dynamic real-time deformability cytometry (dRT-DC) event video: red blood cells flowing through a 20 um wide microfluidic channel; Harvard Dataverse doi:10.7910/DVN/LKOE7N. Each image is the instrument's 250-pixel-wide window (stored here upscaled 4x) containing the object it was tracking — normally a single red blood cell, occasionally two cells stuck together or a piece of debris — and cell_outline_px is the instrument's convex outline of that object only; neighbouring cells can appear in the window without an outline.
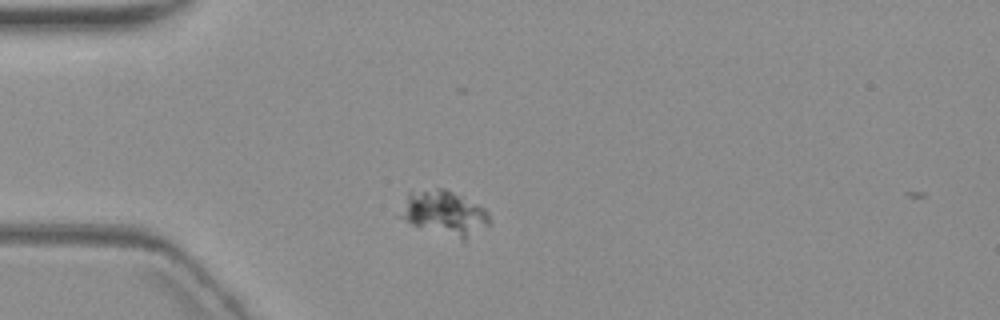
{"species": "common noctule bat (a hibernating species)", "species_latin": "Nyctalus noctula", "temperature_condition": "warm", "stored_images_in_passage": 1, "camera_frame_rate_fps": 3000, "um_per_image_px": 0.085, "animal": {"sex": "female", "body_mass_g": 19.3, "forearm_length_mm": 54.1}, "frame": {"image": 1, "passage_image": 1, "time_ms": 0.0, "image_size_px": [1000, 320], "cell_outline_px": [[488, 224], [464, 240], [460, 240], [412, 224], [404, 220], [400, 216], [408, 192], [436, 188], [444, 188], [484, 208], [488, 212]], "centroid_in_image_um": [37.75, 18.1], "position_along_channel_um": 47.2, "area_um2": 22.37}}